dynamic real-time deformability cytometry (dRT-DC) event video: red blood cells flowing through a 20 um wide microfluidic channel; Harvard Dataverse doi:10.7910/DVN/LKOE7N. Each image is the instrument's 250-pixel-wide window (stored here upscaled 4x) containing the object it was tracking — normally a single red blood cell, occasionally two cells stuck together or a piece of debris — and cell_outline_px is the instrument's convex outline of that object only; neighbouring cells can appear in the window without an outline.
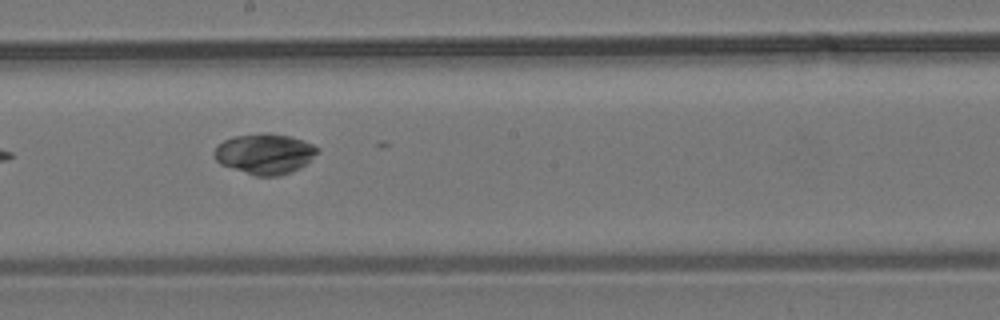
{"species": "common noctule bat (a hibernating species)", "species_latin": "Nyctalus noctula", "temperature_condition": "room temperature", "stored_images_in_passage": 10, "camera_frame_rate_fps": 3000, "um_per_image_px": 0.085, "animal": {"sex": "male", "body_mass_g": 19.2, "forearm_length_mm": 51.8}, "frame": {"image": 1, "passage_image": 9, "time_ms": 2.667, "image_size_px": [1000, 320], "cell_outline_px": [[320, 152], [300, 168], [292, 172], [280, 176], [256, 176], [220, 164], [216, 160], [212, 152], [224, 140], [232, 136], [260, 132], [268, 132], [288, 136], [304, 140], [320, 148]], "centroid_in_image_um": [22.52, 13.06], "position_along_channel_um": 225.7, "area_um2": 24.62}}
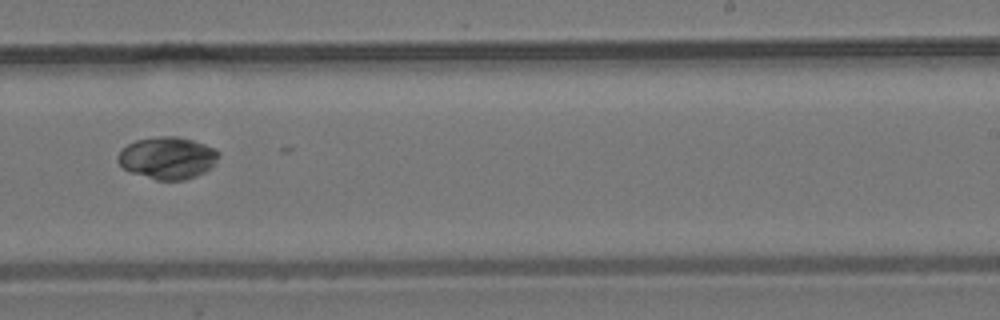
{"frame": {"image": 2, "passage_image": 10, "time_ms": 3.0, "image_size_px": [1000, 320], "cell_outline_px": [[220, 156], [216, 164], [204, 172], [196, 176], [184, 180], [156, 180], [132, 172], [124, 168], [116, 160], [116, 156], [128, 144], [136, 140], [160, 136], [176, 136], [192, 140], [204, 144], [220, 152]], "centroid_in_image_um": [14.26, 13.42], "position_along_channel_um": 274.7, "area_um2": 24.68}}